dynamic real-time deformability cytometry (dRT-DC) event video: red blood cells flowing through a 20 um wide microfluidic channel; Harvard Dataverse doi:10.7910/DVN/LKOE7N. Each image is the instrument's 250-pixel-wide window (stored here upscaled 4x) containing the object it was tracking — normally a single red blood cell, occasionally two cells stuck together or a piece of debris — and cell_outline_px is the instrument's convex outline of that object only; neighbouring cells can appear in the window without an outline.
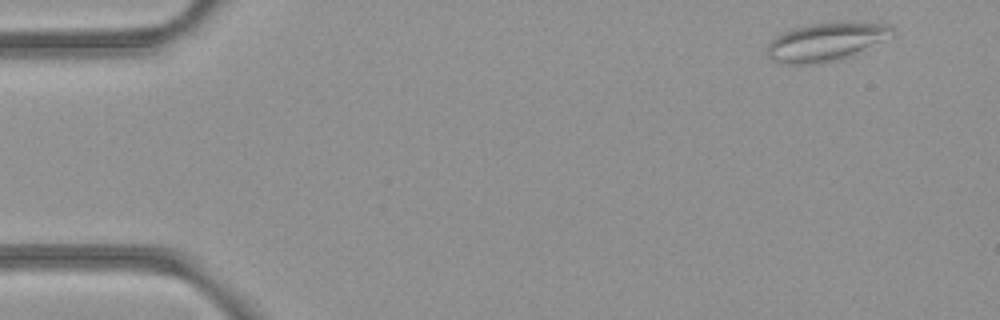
{"species": "common noctule bat (a hibernating species)", "species_latin": "Nyctalus noctula", "temperature_condition": "room temperature", "stored_images_in_passage": 5, "camera_frame_rate_fps": 3000, "um_per_image_px": 0.085, "animal": {"sex": "female", "body_mass_g": 21.9}, "frame": {"image": 1, "passage_image": 1, "time_ms": 0.0, "image_size_px": [1000, 320], "cell_outline_px": [[896, 32], [852, 56], [840, 60], [820, 64], [780, 64], [772, 60], [768, 56], [768, 44], [776, 36], [792, 28], [808, 24], [852, 20], [888, 24]], "centroid_in_image_um": [70.21, 3.54], "position_along_channel_um": 14.8, "area_um2": 28.38}}